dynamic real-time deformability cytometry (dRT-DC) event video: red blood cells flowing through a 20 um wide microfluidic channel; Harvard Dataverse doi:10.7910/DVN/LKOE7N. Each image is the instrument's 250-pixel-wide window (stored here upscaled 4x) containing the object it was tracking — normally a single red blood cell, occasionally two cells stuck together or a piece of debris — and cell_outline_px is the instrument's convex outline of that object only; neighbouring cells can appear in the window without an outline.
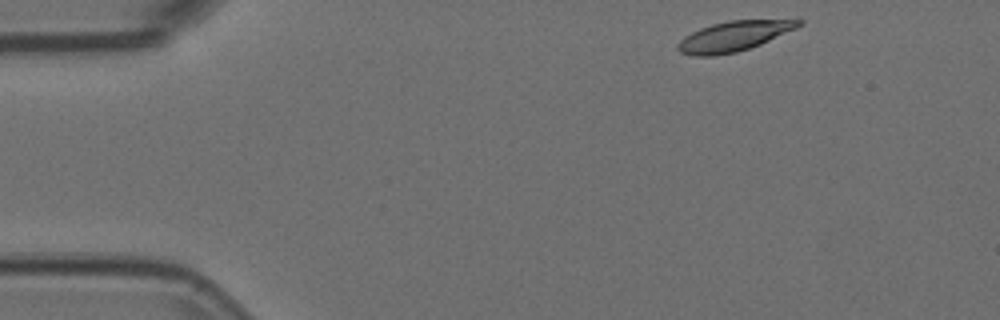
{"species": "Egyptian fruit bat (a non-hibernating species)", "species_latin": "Rousettus aegyptiacus", "temperature_condition": "room temperature", "stored_images_in_passage": 49, "camera_frame_rate_fps": 3000, "um_per_image_px": 0.085, "animal": {"sex": "female"}, "frame": {"image": 1, "passage_image": 1, "time_ms": 0.0, "image_size_px": [1000, 320], "cell_outline_px": [[804, 24], [796, 28], [760, 44], [736, 52], [716, 56], [692, 56], [680, 52], [676, 48], [676, 44], [684, 36], [700, 28], [712, 24], [728, 20], [804, 20]], "centroid_in_image_um": [62.32, 3.08], "position_along_channel_um": 22.7, "area_um2": 21.04}}
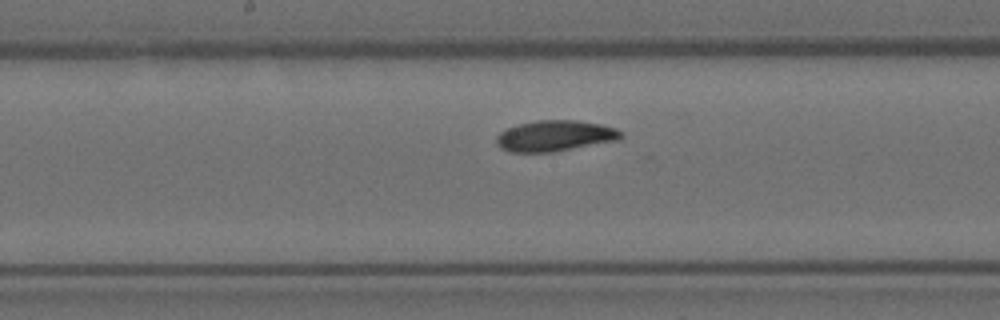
{"frame": {"image": 2, "passage_image": 22, "time_ms": 7.0, "image_size_px": [1000, 320], "cell_outline_px": [[624, 136], [620, 140], [552, 152], [508, 152], [500, 148], [496, 144], [496, 136], [504, 128], [516, 124], [536, 120], [576, 120], [600, 124], [616, 128], [624, 132]], "centroid_in_image_um": [47.16, 11.54], "position_along_channel_um": 201.0, "area_um2": 22.83}}
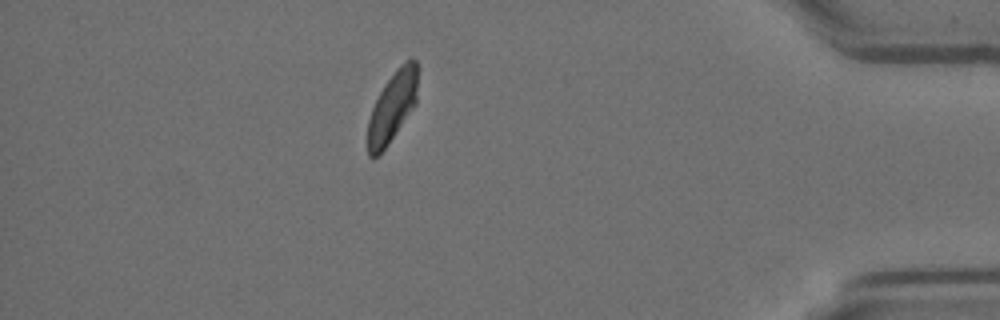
{"frame": {"image": 3, "passage_image": 42, "time_ms": 13.667, "image_size_px": [1000, 320], "cell_outline_px": [[420, 68], [416, 104], [388, 144], [372, 160], [368, 156], [368, 120], [372, 108], [384, 84], [396, 68], [404, 60], [412, 56], [416, 60]], "centroid_in_image_um": [33.4, 8.98], "position_along_channel_um": 401.8, "area_um2": 20.92}, "authors_computed_cell_mechanics": {"area_um2": 21.7906, "velocity_mm_per_s": 3.6751, "shape_relaxation_time_tau1_ms": 5.119, "shape_relaxation_time_tau2_ms": 4.293, "deformation_change_tau1": 0.1516, "deformation_change_tau2": 0.0848}}